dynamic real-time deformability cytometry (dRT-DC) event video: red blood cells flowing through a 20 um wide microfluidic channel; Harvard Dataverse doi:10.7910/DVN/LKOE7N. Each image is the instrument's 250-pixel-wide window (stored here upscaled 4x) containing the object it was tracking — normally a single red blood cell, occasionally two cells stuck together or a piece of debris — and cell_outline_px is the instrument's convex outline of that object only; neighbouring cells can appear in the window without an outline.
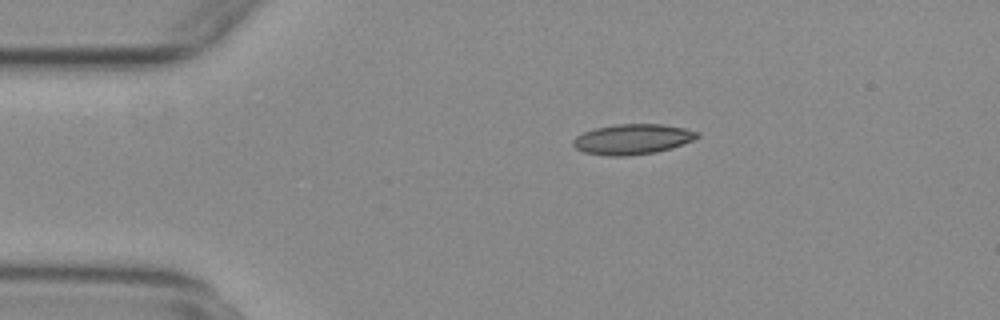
{"species": "common noctule bat (a hibernating species)", "species_latin": "Nyctalus noctula", "temperature_condition": "warm", "stored_images_in_passage": 9, "camera_frame_rate_fps": 3000, "um_per_image_px": 0.085, "animal": {"sex": "female", "body_mass_g": 29.2, "forearm_length_mm": 56.3}, "frame": {"image": 1, "passage_image": 2, "time_ms": 0.333, "image_size_px": [1000, 320], "cell_outline_px": [[700, 136], [692, 140], [656, 152], [620, 156], [608, 156], [584, 152], [576, 148], [572, 144], [572, 140], [576, 136], [584, 132], [596, 128], [616, 124], [664, 124], [684, 128], [700, 132]], "centroid_in_image_um": [53.74, 11.82], "position_along_channel_um": 31.3, "area_um2": 21.68}}